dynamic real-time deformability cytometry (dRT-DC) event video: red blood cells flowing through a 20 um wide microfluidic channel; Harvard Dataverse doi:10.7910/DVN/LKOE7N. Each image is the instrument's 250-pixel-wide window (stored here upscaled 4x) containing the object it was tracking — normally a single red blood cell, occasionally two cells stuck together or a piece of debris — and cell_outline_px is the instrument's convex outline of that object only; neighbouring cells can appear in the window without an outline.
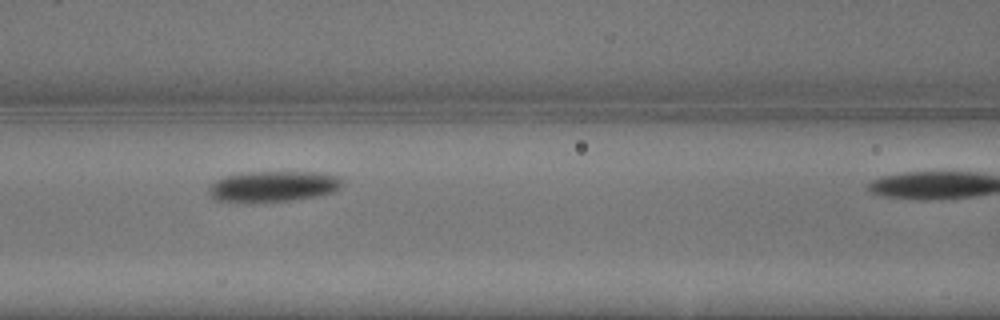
{"species": "common noctule bat (a hibernating species)", "species_latin": "Nyctalus noctula", "temperature_condition": "warm", "stored_images_in_passage": 6, "camera_frame_rate_fps": 3000, "um_per_image_px": 0.085, "animal": {"sex": "male", "body_mass_g": 13.3}, "frame": {"image": 1, "passage_image": 4, "time_ms": 1.0, "image_size_px": [1000, 320], "cell_outline_px": [[344, 184], [340, 188], [332, 192], [316, 196], [292, 200], [252, 204], [244, 204], [216, 200], [208, 192], [208, 188], [216, 180], [224, 176], [244, 172], [320, 172], [340, 176], [344, 180]], "centroid_in_image_um": [23.21, 15.86], "position_along_channel_um": 143.4, "area_um2": 24.68}}